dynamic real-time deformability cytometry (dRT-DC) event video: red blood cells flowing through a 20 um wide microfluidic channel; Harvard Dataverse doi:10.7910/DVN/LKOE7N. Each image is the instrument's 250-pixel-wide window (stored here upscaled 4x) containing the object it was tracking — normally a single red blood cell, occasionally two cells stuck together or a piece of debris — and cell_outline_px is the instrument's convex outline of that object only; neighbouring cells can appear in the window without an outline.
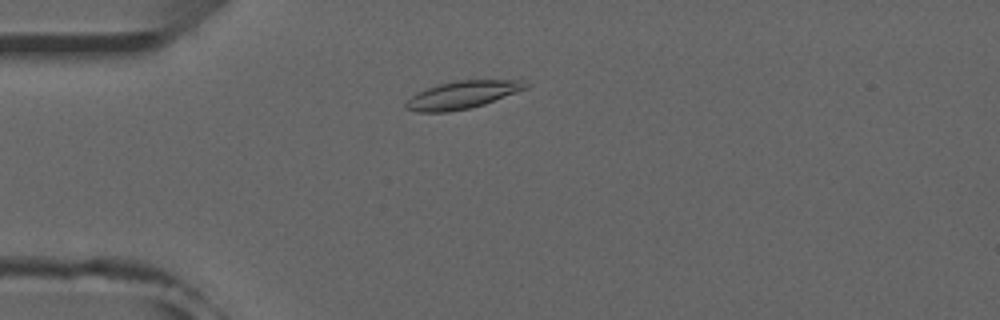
{"species": "common noctule bat (a hibernating species)", "species_latin": "Nyctalus noctula", "temperature_condition": "room temperature", "stored_images_in_passage": 46, "camera_frame_rate_fps": 3000, "um_per_image_px": 0.085, "animal": {"sex": "male", "forearm_length_mm": 52.5}, "frame": {"image": 1, "passage_image": 7, "time_ms": 2.0, "image_size_px": [1000, 320], "cell_outline_px": [[528, 88], [484, 104], [472, 108], [448, 112], [416, 112], [404, 108], [404, 104], [412, 96], [428, 88], [440, 84], [460, 80], [520, 80], [528, 84]], "centroid_in_image_um": [39.3, 8.08], "position_along_channel_um": 45.7, "area_um2": 19.07}}
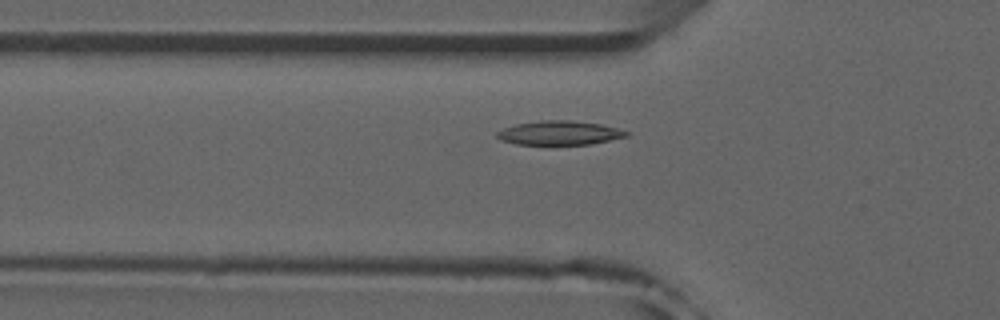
{"frame": {"image": 2, "passage_image": 11, "time_ms": 3.333, "image_size_px": [1000, 320], "cell_outline_px": [[632, 132], [628, 136], [592, 144], [516, 144], [500, 140], [496, 136], [496, 132], [504, 128], [516, 124], [540, 120], [568, 120], [600, 124]], "centroid_in_image_um": [47.56, 11.29], "position_along_channel_um": 78.2, "area_um2": 18.09}}
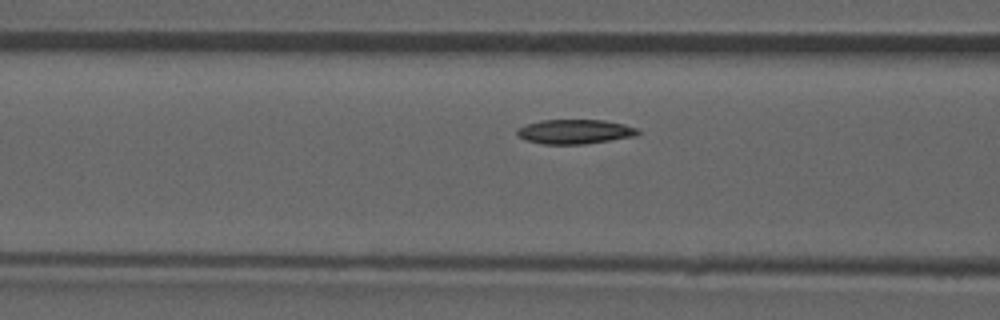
{"frame": {"image": 3, "passage_image": 14, "time_ms": 4.333, "image_size_px": [1000, 320], "cell_outline_px": [[640, 132], [636, 136], [584, 144], [544, 144], [524, 140], [516, 136], [516, 128], [524, 124], [540, 120], [604, 120], [624, 124], [636, 128]], "centroid_in_image_um": [48.79, 11.19], "position_along_channel_um": 117.8, "area_um2": 17.4}, "authors_computed_cell_mechanics": {"area_um2": 17.0221, "velocity_mm_per_s": 3.9084, "shape_relaxation_time_tau1_ms": 2.4255, "shape_relaxation_time_tau2_ms": 8.6344, "deformation_change_tau1": 0.0861, "deformation_change_tau2": 0.0756}}